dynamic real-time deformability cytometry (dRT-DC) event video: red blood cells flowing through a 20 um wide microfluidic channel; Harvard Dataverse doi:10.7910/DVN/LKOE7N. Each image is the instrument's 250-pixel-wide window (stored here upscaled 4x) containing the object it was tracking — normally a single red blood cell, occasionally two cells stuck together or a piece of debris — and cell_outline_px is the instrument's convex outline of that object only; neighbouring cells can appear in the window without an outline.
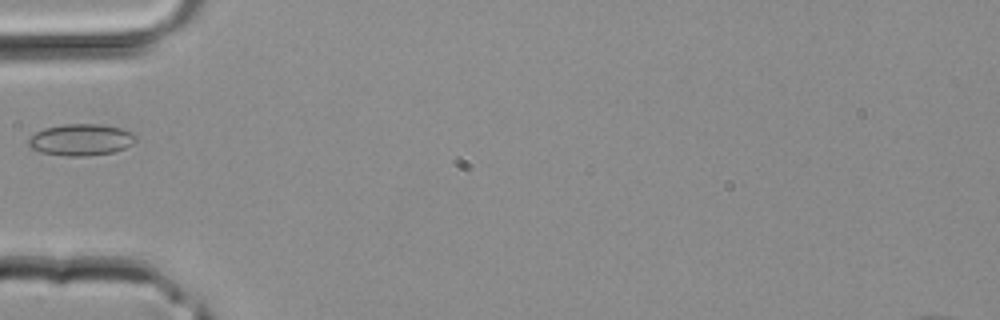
{"species": "common noctule bat (a hibernating species)", "species_latin": "Nyctalus noctula", "temperature_condition": "room temperature", "stored_images_in_passage": 1, "camera_frame_rate_fps": 3000, "um_per_image_px": 0.085, "animal": {"sex": "male", "body_mass_g": 20.4}, "frame": {"image": 1, "passage_image": 1, "time_ms": 0.0, "image_size_px": [1000, 320], "cell_outline_px": [[136, 140], [132, 144], [124, 148], [112, 152], [88, 156], [64, 156], [40, 152], [32, 148], [24, 140], [28, 136], [44, 128], [64, 124], [100, 124], [120, 128], [132, 132], [136, 136]], "centroid_in_image_um": [6.83, 11.88], "position_along_channel_um": 78.2, "area_um2": 19.94}}